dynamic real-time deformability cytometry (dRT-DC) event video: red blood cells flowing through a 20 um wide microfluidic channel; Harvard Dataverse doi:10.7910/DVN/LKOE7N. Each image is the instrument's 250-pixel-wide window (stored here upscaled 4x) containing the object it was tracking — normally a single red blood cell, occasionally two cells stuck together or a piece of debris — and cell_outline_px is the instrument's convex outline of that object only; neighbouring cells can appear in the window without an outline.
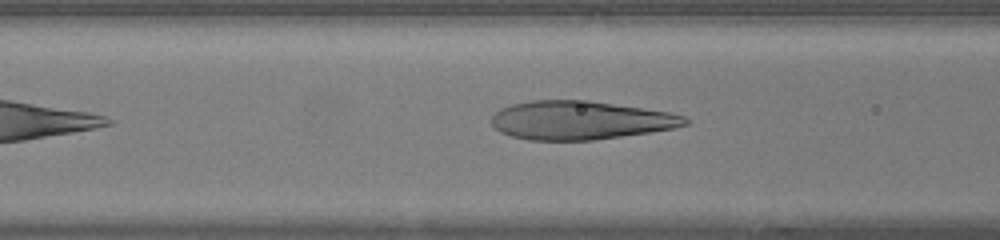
{"species": "human", "species_latin": "Homo sapiens", "temperature_condition": "warm", "stored_images_in_passage": 6, "camera_frame_rate_fps": 3000, "um_per_image_px": 0.085, "donor": {"sex": "female"}, "frame": {"image": 1, "passage_image": 4, "time_ms": 1.0, "image_size_px": [1000, 240], "cell_outline_px": [[692, 120], [688, 124], [672, 128], [648, 132], [596, 140], [528, 140], [512, 136], [500, 132], [492, 124], [492, 116], [500, 108], [512, 104], [532, 100], [588, 100], [668, 112], [684, 116]], "centroid_in_image_um": [49.31, 10.22], "position_along_channel_um": 117.3, "area_um2": 43.35}}